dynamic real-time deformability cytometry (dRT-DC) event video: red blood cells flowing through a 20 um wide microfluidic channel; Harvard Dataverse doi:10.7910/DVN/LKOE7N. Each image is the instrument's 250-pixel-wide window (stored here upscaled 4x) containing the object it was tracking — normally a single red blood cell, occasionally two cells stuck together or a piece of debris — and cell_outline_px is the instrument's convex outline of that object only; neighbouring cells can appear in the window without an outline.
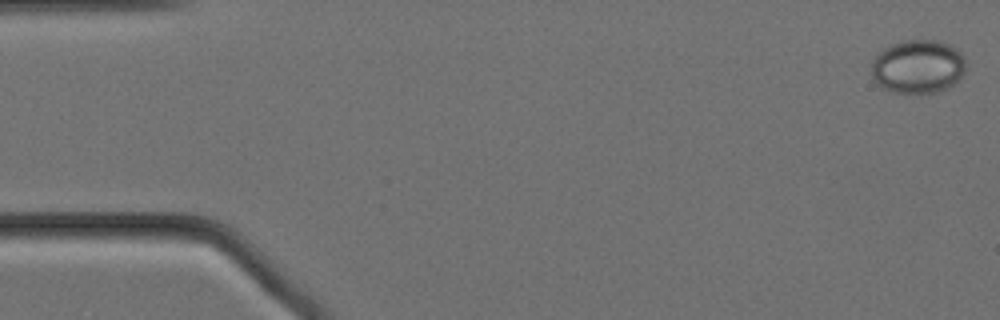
{"species": "Egyptian fruit bat (a non-hibernating species)", "species_latin": "Rousettus aegyptiacus", "temperature_condition": "cold", "stored_images_in_passage": 57, "camera_frame_rate_fps": 3000, "um_per_image_px": 0.085, "animal": {"sex": "female"}, "frame": {"image": 1, "passage_image": 1, "time_ms": 0.0, "image_size_px": [1000, 320], "cell_outline_px": [[964, 72], [948, 88], [936, 92], [892, 92], [884, 88], [872, 76], [872, 60], [888, 44], [900, 40], [936, 40], [948, 44], [960, 52], [964, 56]], "centroid_in_image_um": [78.0, 5.63], "position_along_channel_um": 7.0, "area_um2": 29.19}}
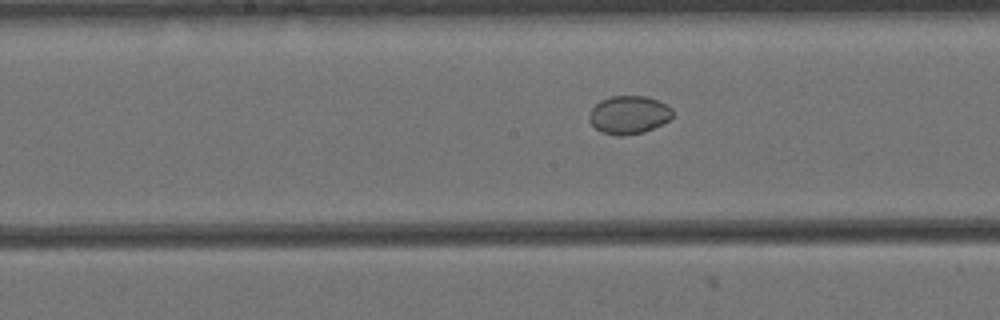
{"frame": {"image": 2, "passage_image": 28, "time_ms": 9.0, "image_size_px": [1000, 320], "cell_outline_px": [[672, 116], [668, 120], [644, 132], [624, 136], [616, 136], [600, 132], [588, 120], [588, 116], [592, 108], [600, 100], [612, 96], [644, 96], [656, 100], [672, 108]], "centroid_in_image_um": [53.4, 9.77], "position_along_channel_um": 194.8, "area_um2": 18.44}}
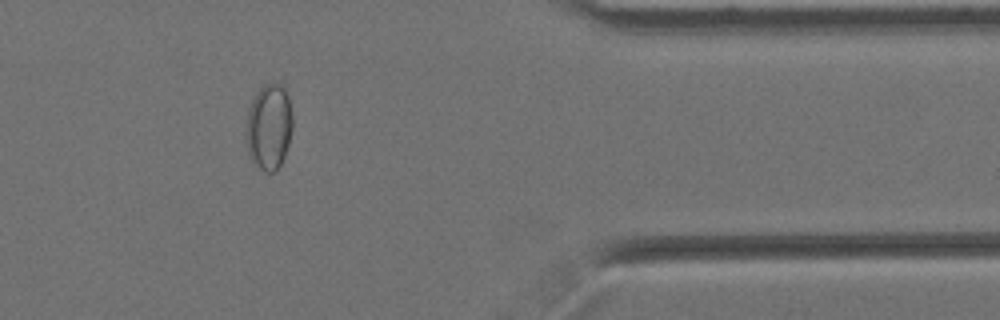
{"frame": {"image": 3, "passage_image": 47, "time_ms": 15.333, "image_size_px": [1000, 320], "cell_outline_px": [[292, 128], [288, 144], [284, 156], [276, 172], [264, 172], [248, 156], [248, 108], [256, 92], [264, 84], [276, 80], [284, 88], [288, 96], [292, 116]], "centroid_in_image_um": [22.88, 10.74], "position_along_channel_um": 388.5, "area_um2": 23.06}, "authors_computed_cell_mechanics": {"area_um2": 22.6576, "velocity_mm_per_s": 3.45, "shape_relaxation_time_tau1_ms": null, "shape_relaxation_time_tau2_ms": 4.1258, "deformation_change_tau1": null, "deformation_change_tau2": 0.0211}}